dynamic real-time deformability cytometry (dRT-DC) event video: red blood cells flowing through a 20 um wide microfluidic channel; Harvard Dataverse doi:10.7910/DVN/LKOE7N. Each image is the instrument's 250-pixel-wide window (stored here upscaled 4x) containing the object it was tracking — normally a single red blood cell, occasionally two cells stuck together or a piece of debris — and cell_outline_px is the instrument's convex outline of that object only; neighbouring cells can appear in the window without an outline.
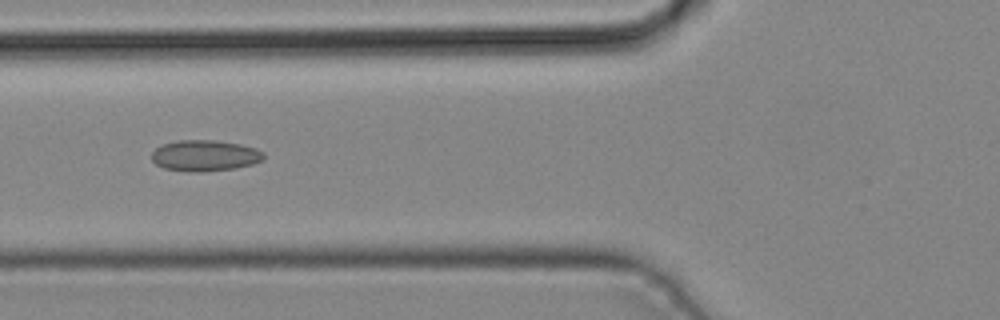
{"species": "common noctule bat (a hibernating species)", "species_latin": "Nyctalus noctula", "temperature_condition": "cold", "stored_images_in_passage": 5, "camera_frame_rate_fps": 3000, "um_per_image_px": 0.085, "animal": {"sex": "male", "body_mass_g": 19.2, "forearm_length_mm": 51.8}, "frame": {"image": 1, "passage_image": 5, "time_ms": 1.333, "image_size_px": [1000, 320], "cell_outline_px": [[264, 160], [252, 164], [236, 168], [200, 172], [196, 172], [164, 168], [156, 164], [152, 160], [152, 152], [156, 148], [164, 144], [176, 140], [216, 140], [240, 144], [256, 148], [264, 152]], "centroid_in_image_um": [17.44, 13.22], "position_along_channel_um": 108.4, "area_um2": 20.29}}